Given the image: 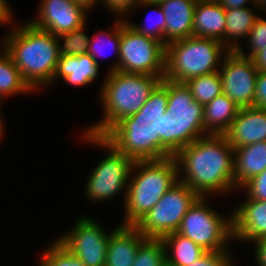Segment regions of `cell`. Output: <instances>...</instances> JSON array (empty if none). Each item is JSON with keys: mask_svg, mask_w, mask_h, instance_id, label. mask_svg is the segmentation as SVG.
Listing matches in <instances>:
<instances>
[{"mask_svg": "<svg viewBox=\"0 0 266 266\" xmlns=\"http://www.w3.org/2000/svg\"><path fill=\"white\" fill-rule=\"evenodd\" d=\"M174 157L179 173H183V177L179 175V181L200 197L236 190L234 148L224 135L200 137L183 147Z\"/></svg>", "mask_w": 266, "mask_h": 266, "instance_id": "obj_1", "label": "cell"}, {"mask_svg": "<svg viewBox=\"0 0 266 266\" xmlns=\"http://www.w3.org/2000/svg\"><path fill=\"white\" fill-rule=\"evenodd\" d=\"M167 101V79H162L141 109L121 119L104 138L133 161L161 160V125Z\"/></svg>", "mask_w": 266, "mask_h": 266, "instance_id": "obj_2", "label": "cell"}, {"mask_svg": "<svg viewBox=\"0 0 266 266\" xmlns=\"http://www.w3.org/2000/svg\"><path fill=\"white\" fill-rule=\"evenodd\" d=\"M7 35L2 45L29 86L36 91L52 84L60 56L57 37L30 22Z\"/></svg>", "mask_w": 266, "mask_h": 266, "instance_id": "obj_3", "label": "cell"}, {"mask_svg": "<svg viewBox=\"0 0 266 266\" xmlns=\"http://www.w3.org/2000/svg\"><path fill=\"white\" fill-rule=\"evenodd\" d=\"M161 80L154 75L108 72L100 93L103 117L85 133L104 137L121 119L137 113Z\"/></svg>", "mask_w": 266, "mask_h": 266, "instance_id": "obj_4", "label": "cell"}, {"mask_svg": "<svg viewBox=\"0 0 266 266\" xmlns=\"http://www.w3.org/2000/svg\"><path fill=\"white\" fill-rule=\"evenodd\" d=\"M130 175L127 189H124L125 218L121 224L124 226H135L179 181L174 156L161 160L134 161Z\"/></svg>", "mask_w": 266, "mask_h": 266, "instance_id": "obj_5", "label": "cell"}, {"mask_svg": "<svg viewBox=\"0 0 266 266\" xmlns=\"http://www.w3.org/2000/svg\"><path fill=\"white\" fill-rule=\"evenodd\" d=\"M167 94L161 125V159L175 156L183 147L208 135L204 105L194 100L187 85L167 80Z\"/></svg>", "mask_w": 266, "mask_h": 266, "instance_id": "obj_6", "label": "cell"}, {"mask_svg": "<svg viewBox=\"0 0 266 266\" xmlns=\"http://www.w3.org/2000/svg\"><path fill=\"white\" fill-rule=\"evenodd\" d=\"M228 52L223 43L214 39L191 36L170 42L165 47L163 79L185 83L192 78L217 72L223 55Z\"/></svg>", "mask_w": 266, "mask_h": 266, "instance_id": "obj_7", "label": "cell"}, {"mask_svg": "<svg viewBox=\"0 0 266 266\" xmlns=\"http://www.w3.org/2000/svg\"><path fill=\"white\" fill-rule=\"evenodd\" d=\"M84 139L108 151V155L91 172L86 183L85 194L94 202L110 200L124 188L127 189L134 161L119 152L102 136L85 133Z\"/></svg>", "mask_w": 266, "mask_h": 266, "instance_id": "obj_8", "label": "cell"}, {"mask_svg": "<svg viewBox=\"0 0 266 266\" xmlns=\"http://www.w3.org/2000/svg\"><path fill=\"white\" fill-rule=\"evenodd\" d=\"M206 200V197H200L188 209L176 232L207 252H229L225 246L228 240L233 239L232 215L227 218L220 215L209 207Z\"/></svg>", "mask_w": 266, "mask_h": 266, "instance_id": "obj_9", "label": "cell"}, {"mask_svg": "<svg viewBox=\"0 0 266 266\" xmlns=\"http://www.w3.org/2000/svg\"><path fill=\"white\" fill-rule=\"evenodd\" d=\"M165 47L162 42L136 32L121 18L118 71L154 75L163 79Z\"/></svg>", "mask_w": 266, "mask_h": 266, "instance_id": "obj_10", "label": "cell"}, {"mask_svg": "<svg viewBox=\"0 0 266 266\" xmlns=\"http://www.w3.org/2000/svg\"><path fill=\"white\" fill-rule=\"evenodd\" d=\"M199 198L185 183L178 181L135 227L146 238L162 239L179 229L184 215Z\"/></svg>", "mask_w": 266, "mask_h": 266, "instance_id": "obj_11", "label": "cell"}, {"mask_svg": "<svg viewBox=\"0 0 266 266\" xmlns=\"http://www.w3.org/2000/svg\"><path fill=\"white\" fill-rule=\"evenodd\" d=\"M110 234L93 218L86 216L78 219L72 231L57 241L85 266H105Z\"/></svg>", "mask_w": 266, "mask_h": 266, "instance_id": "obj_12", "label": "cell"}, {"mask_svg": "<svg viewBox=\"0 0 266 266\" xmlns=\"http://www.w3.org/2000/svg\"><path fill=\"white\" fill-rule=\"evenodd\" d=\"M224 60V61H223ZM219 75L222 91L238 107H254V93L258 70L252 59L229 51L224 55Z\"/></svg>", "mask_w": 266, "mask_h": 266, "instance_id": "obj_13", "label": "cell"}, {"mask_svg": "<svg viewBox=\"0 0 266 266\" xmlns=\"http://www.w3.org/2000/svg\"><path fill=\"white\" fill-rule=\"evenodd\" d=\"M37 12V18L30 23L55 37L81 28L88 19V12L72 0H41Z\"/></svg>", "mask_w": 266, "mask_h": 266, "instance_id": "obj_14", "label": "cell"}, {"mask_svg": "<svg viewBox=\"0 0 266 266\" xmlns=\"http://www.w3.org/2000/svg\"><path fill=\"white\" fill-rule=\"evenodd\" d=\"M231 213L233 239L254 242L266 236V201L246 199Z\"/></svg>", "mask_w": 266, "mask_h": 266, "instance_id": "obj_15", "label": "cell"}, {"mask_svg": "<svg viewBox=\"0 0 266 266\" xmlns=\"http://www.w3.org/2000/svg\"><path fill=\"white\" fill-rule=\"evenodd\" d=\"M224 136L233 148L266 141V110L240 108Z\"/></svg>", "mask_w": 266, "mask_h": 266, "instance_id": "obj_16", "label": "cell"}, {"mask_svg": "<svg viewBox=\"0 0 266 266\" xmlns=\"http://www.w3.org/2000/svg\"><path fill=\"white\" fill-rule=\"evenodd\" d=\"M146 239L135 226L119 224L109 236L105 266H132L138 248Z\"/></svg>", "mask_w": 266, "mask_h": 266, "instance_id": "obj_17", "label": "cell"}, {"mask_svg": "<svg viewBox=\"0 0 266 266\" xmlns=\"http://www.w3.org/2000/svg\"><path fill=\"white\" fill-rule=\"evenodd\" d=\"M197 0H163L159 4L165 15V46L193 36V19Z\"/></svg>", "mask_w": 266, "mask_h": 266, "instance_id": "obj_18", "label": "cell"}, {"mask_svg": "<svg viewBox=\"0 0 266 266\" xmlns=\"http://www.w3.org/2000/svg\"><path fill=\"white\" fill-rule=\"evenodd\" d=\"M225 9L218 1H197L193 19V37L208 38L224 44Z\"/></svg>", "mask_w": 266, "mask_h": 266, "instance_id": "obj_19", "label": "cell"}, {"mask_svg": "<svg viewBox=\"0 0 266 266\" xmlns=\"http://www.w3.org/2000/svg\"><path fill=\"white\" fill-rule=\"evenodd\" d=\"M98 74L99 64L95 62L90 54L62 55L58 58L53 82L57 78H62L64 82L73 86L89 85L97 78Z\"/></svg>", "mask_w": 266, "mask_h": 266, "instance_id": "obj_20", "label": "cell"}, {"mask_svg": "<svg viewBox=\"0 0 266 266\" xmlns=\"http://www.w3.org/2000/svg\"><path fill=\"white\" fill-rule=\"evenodd\" d=\"M266 169V141L234 148V185L241 188Z\"/></svg>", "mask_w": 266, "mask_h": 266, "instance_id": "obj_21", "label": "cell"}, {"mask_svg": "<svg viewBox=\"0 0 266 266\" xmlns=\"http://www.w3.org/2000/svg\"><path fill=\"white\" fill-rule=\"evenodd\" d=\"M239 107L224 93L204 105V128L207 134L224 135Z\"/></svg>", "mask_w": 266, "mask_h": 266, "instance_id": "obj_22", "label": "cell"}, {"mask_svg": "<svg viewBox=\"0 0 266 266\" xmlns=\"http://www.w3.org/2000/svg\"><path fill=\"white\" fill-rule=\"evenodd\" d=\"M162 241L166 249L167 266H188L207 252L191 239L177 232L165 235Z\"/></svg>", "mask_w": 266, "mask_h": 266, "instance_id": "obj_23", "label": "cell"}, {"mask_svg": "<svg viewBox=\"0 0 266 266\" xmlns=\"http://www.w3.org/2000/svg\"><path fill=\"white\" fill-rule=\"evenodd\" d=\"M258 17L248 7L225 10L224 46L229 51H236L240 47L239 40L247 38Z\"/></svg>", "mask_w": 266, "mask_h": 266, "instance_id": "obj_24", "label": "cell"}, {"mask_svg": "<svg viewBox=\"0 0 266 266\" xmlns=\"http://www.w3.org/2000/svg\"><path fill=\"white\" fill-rule=\"evenodd\" d=\"M34 91L3 47L0 54V101L3 97Z\"/></svg>", "mask_w": 266, "mask_h": 266, "instance_id": "obj_25", "label": "cell"}, {"mask_svg": "<svg viewBox=\"0 0 266 266\" xmlns=\"http://www.w3.org/2000/svg\"><path fill=\"white\" fill-rule=\"evenodd\" d=\"M195 101L205 105L223 93L219 71L185 82Z\"/></svg>", "mask_w": 266, "mask_h": 266, "instance_id": "obj_26", "label": "cell"}, {"mask_svg": "<svg viewBox=\"0 0 266 266\" xmlns=\"http://www.w3.org/2000/svg\"><path fill=\"white\" fill-rule=\"evenodd\" d=\"M104 36H106L105 37L106 39L104 38ZM91 37L93 39L90 38L89 40L87 53L92 56V58L95 60L97 64H99L96 56L98 57L101 56V53L103 54L102 49L106 48V46H108L107 44L109 45L111 44V50L114 51L115 57L117 56L118 62L113 63L111 69L108 72L118 70L120 40H121V19L120 18L118 19V21L116 22V24L114 25L113 29L110 32L104 33L103 31L100 32L98 30Z\"/></svg>", "mask_w": 266, "mask_h": 266, "instance_id": "obj_27", "label": "cell"}, {"mask_svg": "<svg viewBox=\"0 0 266 266\" xmlns=\"http://www.w3.org/2000/svg\"><path fill=\"white\" fill-rule=\"evenodd\" d=\"M132 266H167L162 239L147 238L138 248Z\"/></svg>", "mask_w": 266, "mask_h": 266, "instance_id": "obj_28", "label": "cell"}, {"mask_svg": "<svg viewBox=\"0 0 266 266\" xmlns=\"http://www.w3.org/2000/svg\"><path fill=\"white\" fill-rule=\"evenodd\" d=\"M85 25L81 28L73 30L66 34H60L57 36L59 42V55L78 56L86 54L88 52L90 37L85 34ZM61 40H64V45H61ZM61 45V46H60Z\"/></svg>", "mask_w": 266, "mask_h": 266, "instance_id": "obj_29", "label": "cell"}, {"mask_svg": "<svg viewBox=\"0 0 266 266\" xmlns=\"http://www.w3.org/2000/svg\"><path fill=\"white\" fill-rule=\"evenodd\" d=\"M39 266H85V264L71 254L57 240L43 253Z\"/></svg>", "mask_w": 266, "mask_h": 266, "instance_id": "obj_30", "label": "cell"}, {"mask_svg": "<svg viewBox=\"0 0 266 266\" xmlns=\"http://www.w3.org/2000/svg\"><path fill=\"white\" fill-rule=\"evenodd\" d=\"M138 7L140 6H151L157 8V11H153L154 13H157L156 20L155 22H153V24L150 25H143L142 27L139 25L137 26L136 24H131V22H128L126 20V22L131 26V28H133L136 32L143 34L147 37L153 38L155 40H158L160 42H162L165 45V15L164 12L161 8V5L159 3H150L148 1L142 0L138 5ZM152 14V13H151ZM148 24V23H147Z\"/></svg>", "mask_w": 266, "mask_h": 266, "instance_id": "obj_31", "label": "cell"}, {"mask_svg": "<svg viewBox=\"0 0 266 266\" xmlns=\"http://www.w3.org/2000/svg\"><path fill=\"white\" fill-rule=\"evenodd\" d=\"M247 38V41H249L248 46L250 47V52L246 55L241 46L236 50V52L242 56L251 58L256 52L266 47V19L258 17L254 26L247 35Z\"/></svg>", "mask_w": 266, "mask_h": 266, "instance_id": "obj_32", "label": "cell"}, {"mask_svg": "<svg viewBox=\"0 0 266 266\" xmlns=\"http://www.w3.org/2000/svg\"><path fill=\"white\" fill-rule=\"evenodd\" d=\"M242 188L247 190V199L266 201V169L247 181Z\"/></svg>", "mask_w": 266, "mask_h": 266, "instance_id": "obj_33", "label": "cell"}, {"mask_svg": "<svg viewBox=\"0 0 266 266\" xmlns=\"http://www.w3.org/2000/svg\"><path fill=\"white\" fill-rule=\"evenodd\" d=\"M232 258L229 252H206L188 266H234Z\"/></svg>", "mask_w": 266, "mask_h": 266, "instance_id": "obj_34", "label": "cell"}, {"mask_svg": "<svg viewBox=\"0 0 266 266\" xmlns=\"http://www.w3.org/2000/svg\"><path fill=\"white\" fill-rule=\"evenodd\" d=\"M104 6L115 13L118 18L125 16L130 10H133L142 0H101ZM133 7V9H132ZM120 15V16H119Z\"/></svg>", "mask_w": 266, "mask_h": 266, "instance_id": "obj_35", "label": "cell"}, {"mask_svg": "<svg viewBox=\"0 0 266 266\" xmlns=\"http://www.w3.org/2000/svg\"><path fill=\"white\" fill-rule=\"evenodd\" d=\"M254 107L266 110V72H258L254 93Z\"/></svg>", "mask_w": 266, "mask_h": 266, "instance_id": "obj_36", "label": "cell"}, {"mask_svg": "<svg viewBox=\"0 0 266 266\" xmlns=\"http://www.w3.org/2000/svg\"><path fill=\"white\" fill-rule=\"evenodd\" d=\"M254 243L257 266H266V236L254 241Z\"/></svg>", "mask_w": 266, "mask_h": 266, "instance_id": "obj_37", "label": "cell"}, {"mask_svg": "<svg viewBox=\"0 0 266 266\" xmlns=\"http://www.w3.org/2000/svg\"><path fill=\"white\" fill-rule=\"evenodd\" d=\"M258 72H266V47L251 57Z\"/></svg>", "mask_w": 266, "mask_h": 266, "instance_id": "obj_38", "label": "cell"}, {"mask_svg": "<svg viewBox=\"0 0 266 266\" xmlns=\"http://www.w3.org/2000/svg\"><path fill=\"white\" fill-rule=\"evenodd\" d=\"M11 10L7 0H0V25H5L12 21L13 13Z\"/></svg>", "mask_w": 266, "mask_h": 266, "instance_id": "obj_39", "label": "cell"}, {"mask_svg": "<svg viewBox=\"0 0 266 266\" xmlns=\"http://www.w3.org/2000/svg\"><path fill=\"white\" fill-rule=\"evenodd\" d=\"M253 3V0H218V3L225 9H236L247 7L246 3Z\"/></svg>", "mask_w": 266, "mask_h": 266, "instance_id": "obj_40", "label": "cell"}, {"mask_svg": "<svg viewBox=\"0 0 266 266\" xmlns=\"http://www.w3.org/2000/svg\"><path fill=\"white\" fill-rule=\"evenodd\" d=\"M76 5L82 7L85 11H89L95 4H100V0H72Z\"/></svg>", "mask_w": 266, "mask_h": 266, "instance_id": "obj_41", "label": "cell"}, {"mask_svg": "<svg viewBox=\"0 0 266 266\" xmlns=\"http://www.w3.org/2000/svg\"><path fill=\"white\" fill-rule=\"evenodd\" d=\"M253 6L266 10V0H253Z\"/></svg>", "mask_w": 266, "mask_h": 266, "instance_id": "obj_42", "label": "cell"}, {"mask_svg": "<svg viewBox=\"0 0 266 266\" xmlns=\"http://www.w3.org/2000/svg\"><path fill=\"white\" fill-rule=\"evenodd\" d=\"M4 130L5 129L3 127L2 118L0 117V142H1V139L3 138V136H4V132H5Z\"/></svg>", "mask_w": 266, "mask_h": 266, "instance_id": "obj_43", "label": "cell"}, {"mask_svg": "<svg viewBox=\"0 0 266 266\" xmlns=\"http://www.w3.org/2000/svg\"><path fill=\"white\" fill-rule=\"evenodd\" d=\"M145 1H148L150 3H160L163 0H145Z\"/></svg>", "mask_w": 266, "mask_h": 266, "instance_id": "obj_44", "label": "cell"}, {"mask_svg": "<svg viewBox=\"0 0 266 266\" xmlns=\"http://www.w3.org/2000/svg\"><path fill=\"white\" fill-rule=\"evenodd\" d=\"M197 1H218V0H197Z\"/></svg>", "mask_w": 266, "mask_h": 266, "instance_id": "obj_45", "label": "cell"}]
</instances>
